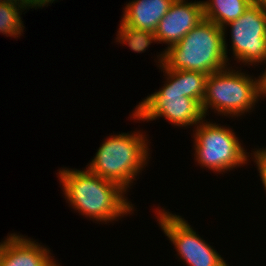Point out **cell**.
Masks as SVG:
<instances>
[{"instance_id":"cell-1","label":"cell","mask_w":266,"mask_h":266,"mask_svg":"<svg viewBox=\"0 0 266 266\" xmlns=\"http://www.w3.org/2000/svg\"><path fill=\"white\" fill-rule=\"evenodd\" d=\"M57 173L69 206L92 222L107 225L136 211L124 189L117 183L101 178L87 167L83 170L61 167Z\"/></svg>"},{"instance_id":"cell-2","label":"cell","mask_w":266,"mask_h":266,"mask_svg":"<svg viewBox=\"0 0 266 266\" xmlns=\"http://www.w3.org/2000/svg\"><path fill=\"white\" fill-rule=\"evenodd\" d=\"M147 136L142 130L106 136L87 168L129 192L150 162L151 142Z\"/></svg>"},{"instance_id":"cell-3","label":"cell","mask_w":266,"mask_h":266,"mask_svg":"<svg viewBox=\"0 0 266 266\" xmlns=\"http://www.w3.org/2000/svg\"><path fill=\"white\" fill-rule=\"evenodd\" d=\"M163 64L170 70H190L207 75L233 65L225 56L222 28L206 19L163 52Z\"/></svg>"},{"instance_id":"cell-4","label":"cell","mask_w":266,"mask_h":266,"mask_svg":"<svg viewBox=\"0 0 266 266\" xmlns=\"http://www.w3.org/2000/svg\"><path fill=\"white\" fill-rule=\"evenodd\" d=\"M228 66L222 71L209 74L206 79L205 95L201 103L204 117L209 110L216 116L237 120L254 111L259 103V76L246 73L242 67ZM239 69V70H238Z\"/></svg>"},{"instance_id":"cell-5","label":"cell","mask_w":266,"mask_h":266,"mask_svg":"<svg viewBox=\"0 0 266 266\" xmlns=\"http://www.w3.org/2000/svg\"><path fill=\"white\" fill-rule=\"evenodd\" d=\"M159 70L164 73L163 86L139 102L130 117L139 123L163 117L173 127H195L205 117L201 105L195 99L184 97L180 89V70H170L163 63Z\"/></svg>"},{"instance_id":"cell-6","label":"cell","mask_w":266,"mask_h":266,"mask_svg":"<svg viewBox=\"0 0 266 266\" xmlns=\"http://www.w3.org/2000/svg\"><path fill=\"white\" fill-rule=\"evenodd\" d=\"M207 120L204 118L192 130L193 154L197 165L223 174L251 162L250 152H246L233 127Z\"/></svg>"},{"instance_id":"cell-7","label":"cell","mask_w":266,"mask_h":266,"mask_svg":"<svg viewBox=\"0 0 266 266\" xmlns=\"http://www.w3.org/2000/svg\"><path fill=\"white\" fill-rule=\"evenodd\" d=\"M230 27L232 58L236 64L254 66L266 64V14L255 0L236 20L222 27L224 52L228 63L227 29Z\"/></svg>"},{"instance_id":"cell-8","label":"cell","mask_w":266,"mask_h":266,"mask_svg":"<svg viewBox=\"0 0 266 266\" xmlns=\"http://www.w3.org/2000/svg\"><path fill=\"white\" fill-rule=\"evenodd\" d=\"M154 212L159 227L169 243L173 244L179 261L187 266H230L184 217L159 206Z\"/></svg>"},{"instance_id":"cell-9","label":"cell","mask_w":266,"mask_h":266,"mask_svg":"<svg viewBox=\"0 0 266 266\" xmlns=\"http://www.w3.org/2000/svg\"><path fill=\"white\" fill-rule=\"evenodd\" d=\"M204 20L203 2L175 0L166 15L160 20L154 35L157 44L166 48L157 55V66L163 63V52L177 44L186 34Z\"/></svg>"},{"instance_id":"cell-10","label":"cell","mask_w":266,"mask_h":266,"mask_svg":"<svg viewBox=\"0 0 266 266\" xmlns=\"http://www.w3.org/2000/svg\"><path fill=\"white\" fill-rule=\"evenodd\" d=\"M51 249L17 233L0 242V266H54Z\"/></svg>"},{"instance_id":"cell-11","label":"cell","mask_w":266,"mask_h":266,"mask_svg":"<svg viewBox=\"0 0 266 266\" xmlns=\"http://www.w3.org/2000/svg\"><path fill=\"white\" fill-rule=\"evenodd\" d=\"M175 0H132L123 8L121 21L134 29L155 32Z\"/></svg>"},{"instance_id":"cell-12","label":"cell","mask_w":266,"mask_h":266,"mask_svg":"<svg viewBox=\"0 0 266 266\" xmlns=\"http://www.w3.org/2000/svg\"><path fill=\"white\" fill-rule=\"evenodd\" d=\"M255 0H207L203 2L204 19L223 27L238 19Z\"/></svg>"},{"instance_id":"cell-13","label":"cell","mask_w":266,"mask_h":266,"mask_svg":"<svg viewBox=\"0 0 266 266\" xmlns=\"http://www.w3.org/2000/svg\"><path fill=\"white\" fill-rule=\"evenodd\" d=\"M116 34L115 42L123 46L127 45L135 53H144L150 47L151 43H157L156 36L153 32L134 29L125 25L122 21H120Z\"/></svg>"},{"instance_id":"cell-14","label":"cell","mask_w":266,"mask_h":266,"mask_svg":"<svg viewBox=\"0 0 266 266\" xmlns=\"http://www.w3.org/2000/svg\"><path fill=\"white\" fill-rule=\"evenodd\" d=\"M25 10L20 5L0 2V34L15 39L22 36L25 26L21 15Z\"/></svg>"},{"instance_id":"cell-15","label":"cell","mask_w":266,"mask_h":266,"mask_svg":"<svg viewBox=\"0 0 266 266\" xmlns=\"http://www.w3.org/2000/svg\"><path fill=\"white\" fill-rule=\"evenodd\" d=\"M207 76L202 72L180 70V89L184 97L195 99L201 105L205 95Z\"/></svg>"},{"instance_id":"cell-16","label":"cell","mask_w":266,"mask_h":266,"mask_svg":"<svg viewBox=\"0 0 266 266\" xmlns=\"http://www.w3.org/2000/svg\"><path fill=\"white\" fill-rule=\"evenodd\" d=\"M258 148L253 149V151L251 150L250 153L256 167L257 171H259V177H260V181L262 183V186L264 187V191L266 193V147H260L257 146Z\"/></svg>"},{"instance_id":"cell-17","label":"cell","mask_w":266,"mask_h":266,"mask_svg":"<svg viewBox=\"0 0 266 266\" xmlns=\"http://www.w3.org/2000/svg\"><path fill=\"white\" fill-rule=\"evenodd\" d=\"M262 72L263 73H260L259 75V98H261V100L263 99L264 101V99L266 98V68Z\"/></svg>"},{"instance_id":"cell-18","label":"cell","mask_w":266,"mask_h":266,"mask_svg":"<svg viewBox=\"0 0 266 266\" xmlns=\"http://www.w3.org/2000/svg\"><path fill=\"white\" fill-rule=\"evenodd\" d=\"M32 7L35 8V10L38 8L48 7L49 4H52L54 1L57 0H29Z\"/></svg>"},{"instance_id":"cell-19","label":"cell","mask_w":266,"mask_h":266,"mask_svg":"<svg viewBox=\"0 0 266 266\" xmlns=\"http://www.w3.org/2000/svg\"><path fill=\"white\" fill-rule=\"evenodd\" d=\"M0 2H6V3L15 4V5H20L24 8H26L28 11L30 8L33 9L29 0H0Z\"/></svg>"},{"instance_id":"cell-20","label":"cell","mask_w":266,"mask_h":266,"mask_svg":"<svg viewBox=\"0 0 266 266\" xmlns=\"http://www.w3.org/2000/svg\"><path fill=\"white\" fill-rule=\"evenodd\" d=\"M260 5L264 13L266 14V0H256Z\"/></svg>"}]
</instances>
